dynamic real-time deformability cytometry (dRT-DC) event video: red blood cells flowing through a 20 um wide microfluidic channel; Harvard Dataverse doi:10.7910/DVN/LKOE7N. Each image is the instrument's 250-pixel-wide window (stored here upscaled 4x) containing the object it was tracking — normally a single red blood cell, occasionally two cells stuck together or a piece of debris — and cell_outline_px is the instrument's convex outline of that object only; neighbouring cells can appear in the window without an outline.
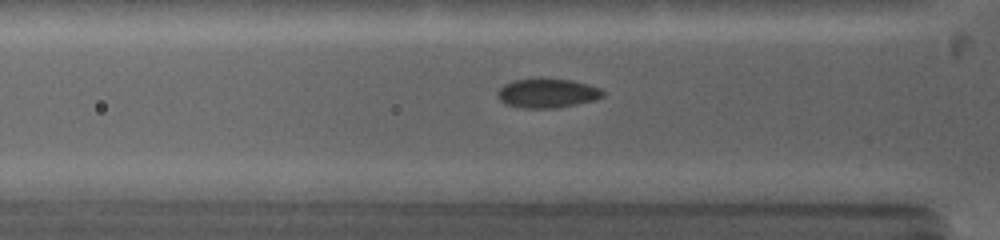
{"species": "common noctule bat (a hibernating species)", "species_latin": "Nyctalus noctula", "temperature_condition": "warm", "stored_images_in_passage": 33, "camera_frame_rate_fps": 5000, "um_per_image_px": 0.085, "animal": {"sex": "female", "body_mass_g": 19.0, "forearm_length_mm": 53.3}, "frame": {"image": 1, "passage_image": 8, "time_ms": 3.0, "image_size_px": [1000, 240], "cell_outline_px": [[604, 96], [596, 100], [576, 104], [552, 108], [520, 108], [504, 104], [496, 96], [496, 92], [504, 84], [512, 80], [572, 80], [588, 84], [600, 88], [604, 92]], "centroid_in_image_um": [46.5, 7.95], "position_along_channel_um": 79.3, "area_um2": 17.74}}
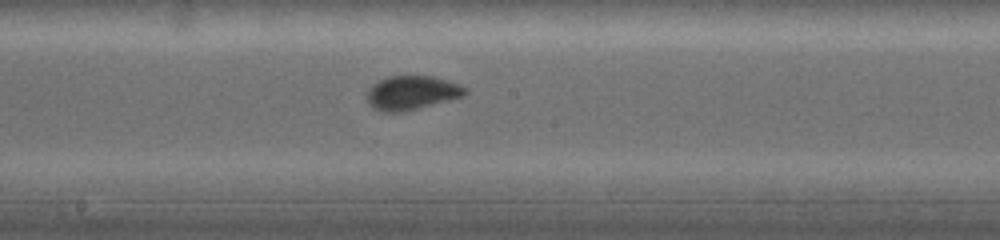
{"frame": {"image": 2, "passage_image": 16, "time_ms": 6.2, "image_size_px": [1000, 240], "cell_outline_px": [[468, 92], [464, 96], [420, 108], [400, 112], [380, 112], [368, 104], [368, 88], [372, 84], [388, 76], [432, 76], [460, 84], [468, 88]], "centroid_in_image_um": [35.01, 7.89], "position_along_channel_um": 213.2, "area_um2": 19.54}}
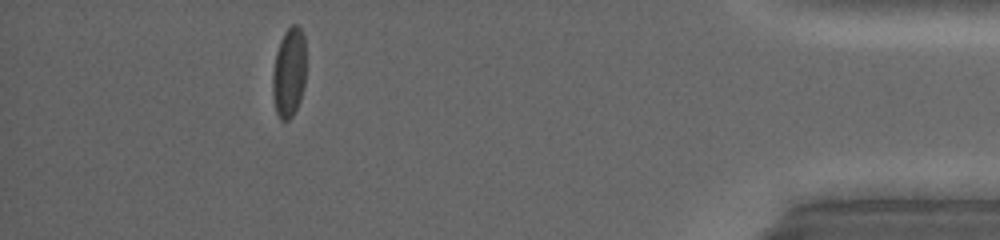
{"frame": {"image": 3, "passage_image": 29, "time_ms": 12.4, "image_size_px": [1000, 240], "cell_outline_px": [[304, 84], [300, 100], [292, 116], [288, 120], [280, 120], [276, 112], [272, 92], [272, 72], [276, 52], [280, 40], [284, 32], [292, 24], [296, 24], [300, 28], [304, 36]], "centroid_in_image_um": [24.54, 6.16], "position_along_channel_um": 410.7, "area_um2": 17.4}, "authors_computed_cell_mechanics": {"area_um2": 18.4382, "velocity_mm_per_s": 4.1864, "shape_relaxation_time_tau1_ms": 2.6031, "shape_relaxation_time_tau2_ms": 0.9672, "deformation_change_tau1": 0.0978, "deformation_change_tau2": 0.0527}}